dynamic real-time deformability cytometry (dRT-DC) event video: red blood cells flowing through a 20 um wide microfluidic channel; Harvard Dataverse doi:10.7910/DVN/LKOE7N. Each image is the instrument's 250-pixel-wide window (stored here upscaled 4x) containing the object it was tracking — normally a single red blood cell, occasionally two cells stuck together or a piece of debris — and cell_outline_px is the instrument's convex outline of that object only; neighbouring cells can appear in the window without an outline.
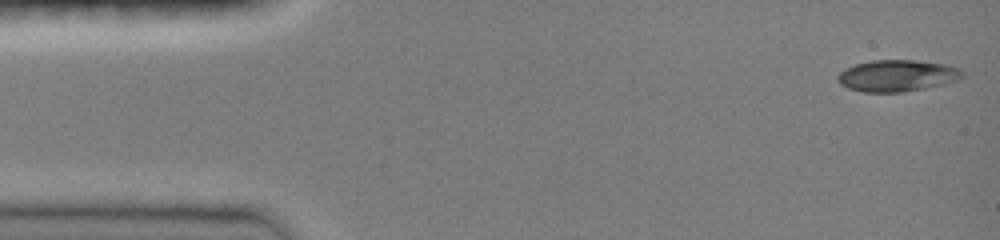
{"species": "common noctule bat (a hibernating species)", "species_latin": "Nyctalus noctula", "temperature_condition": "room temperature", "stored_images_in_passage": 47, "camera_frame_rate_fps": 3000, "um_per_image_px": 0.085, "animal": {"sex": "female", "body_mass_g": 19.0, "forearm_length_mm": 51.5}, "frame": {"image": 1, "passage_image": 1, "time_ms": 0.0, "image_size_px": [1000, 240], "cell_outline_px": [[964, 76], [956, 80], [944, 84], [904, 92], [864, 92], [848, 88], [840, 84], [836, 76], [844, 68], [856, 64], [872, 60], [916, 60], [944, 64], [960, 68], [964, 72]], "centroid_in_image_um": [76.25, 6.43], "position_along_channel_um": 8.7, "area_um2": 23.0}}
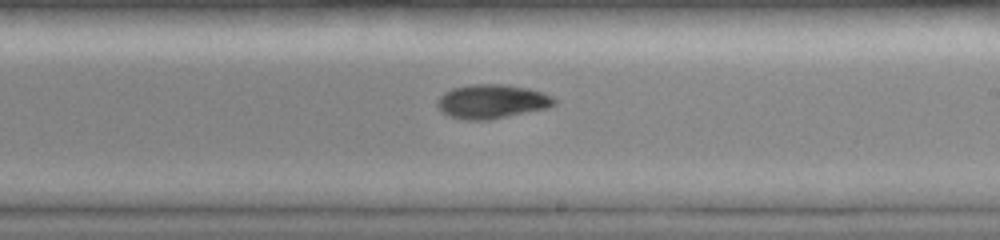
{"frame": {"image": 2, "passage_image": 27, "time_ms": 8.667, "image_size_px": [1000, 240], "cell_outline_px": [[556, 104], [548, 108], [488, 120], [468, 120], [448, 116], [436, 104], [436, 100], [444, 92], [452, 88], [468, 84], [504, 84], [528, 88], [544, 92], [552, 96], [556, 100]], "centroid_in_image_um": [41.82, 8.61], "position_along_channel_um": 247.2, "area_um2": 23.35}}
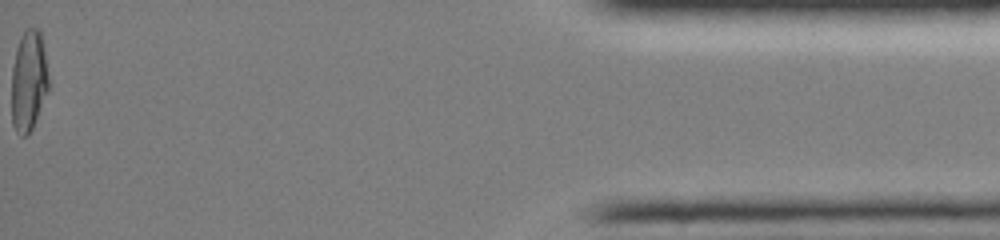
{"frame": {"image": 3, "passage_image": 47, "time_ms": 15.333, "image_size_px": [1000, 240], "cell_outline_px": [[48, 88], [32, 128], [28, 136], [20, 136], [16, 132], [12, 124], [12, 68], [16, 48], [24, 28], [40, 28], [44, 52], [48, 80]], "centroid_in_image_um": [2.41, 6.86], "position_along_channel_um": 432.8, "area_um2": 21.56}, "authors_computed_cell_mechanics": {"area_um2": 22.5998, "velocity_mm_per_s": 4.0522, "shape_relaxation_time_tau1_ms": 5.6952, "shape_relaxation_time_tau2_ms": null, "deformation_change_tau1": 0.1944, "deformation_change_tau2": null}}